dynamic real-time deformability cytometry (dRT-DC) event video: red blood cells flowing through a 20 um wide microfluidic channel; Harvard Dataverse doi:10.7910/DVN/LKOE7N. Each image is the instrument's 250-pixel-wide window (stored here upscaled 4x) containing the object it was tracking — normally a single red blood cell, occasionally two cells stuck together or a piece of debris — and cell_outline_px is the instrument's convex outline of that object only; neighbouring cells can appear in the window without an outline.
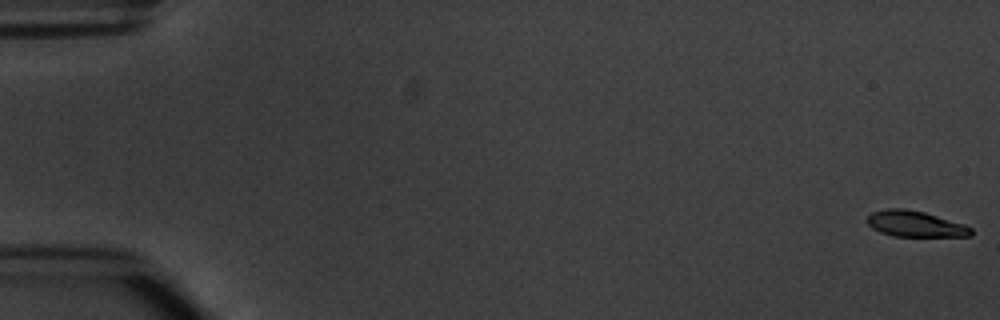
{"species": "common noctule bat (a hibernating species)", "species_latin": "Nyctalus noctula", "temperature_condition": "warm", "stored_images_in_passage": 6, "camera_frame_rate_fps": 3000, "um_per_image_px": 0.085, "animal": {"sex": "male", "body_mass_g": 20.1, "forearm_length_mm": 53.5}, "frame": {"image": 1, "passage_image": 1, "time_ms": 0.0, "image_size_px": [1000, 320], "cell_outline_px": [[972, 236], [892, 236], [880, 232], [872, 228], [864, 220], [872, 212], [888, 208], [904, 208], [924, 212], [964, 224], [972, 228]], "centroid_in_image_um": [77.76, 19.03], "position_along_channel_um": 7.2, "area_um2": 15.72}}
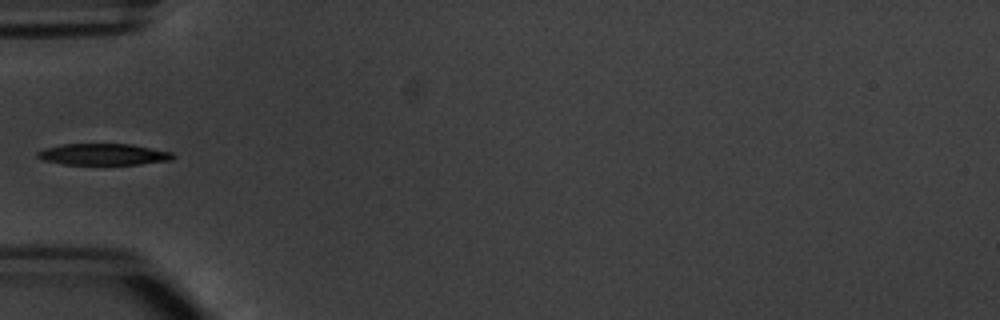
{"frame": {"image": 2, "passage_image": 6, "time_ms": 6.0, "image_size_px": [1000, 320], "cell_outline_px": [[176, 156], [172, 160], [140, 164], [64, 164], [44, 160], [36, 156], [36, 152], [44, 148], [64, 144], [132, 144], [172, 152]], "centroid_in_image_um": [8.81, 13.11], "position_along_channel_um": 76.2, "area_um2": 16.88}}